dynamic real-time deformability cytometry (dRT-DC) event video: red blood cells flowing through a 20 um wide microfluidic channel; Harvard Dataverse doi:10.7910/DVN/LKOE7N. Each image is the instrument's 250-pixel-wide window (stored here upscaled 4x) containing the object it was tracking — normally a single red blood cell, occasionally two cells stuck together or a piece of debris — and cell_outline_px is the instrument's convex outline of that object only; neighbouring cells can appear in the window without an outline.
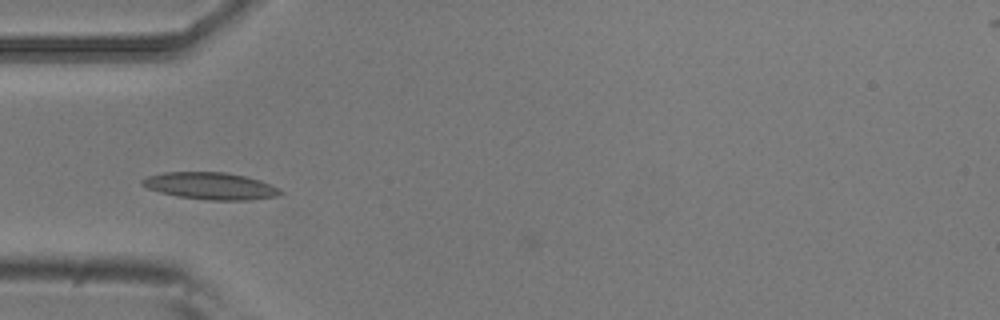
{"species": "common noctule bat (a hibernating species)", "species_latin": "Nyctalus noctula", "temperature_condition": "room temperature", "stored_images_in_passage": 2, "camera_frame_rate_fps": 3000, "um_per_image_px": 0.085, "animal": {"sex": "male", "body_mass_g": 20.5, "forearm_length_mm": 52.5}, "frame": {"image": 1, "passage_image": 1, "time_ms": 0.0, "image_size_px": [1000, 320], "cell_outline_px": [[284, 192], [276, 196], [248, 200], [208, 200], [176, 196], [160, 192], [148, 188], [140, 184], [140, 180], [148, 176], [164, 172], [224, 172], [244, 176], [260, 180], [280, 188]], "centroid_in_image_um": [17.88, 15.8], "position_along_channel_um": 67.1, "area_um2": 21.73}}